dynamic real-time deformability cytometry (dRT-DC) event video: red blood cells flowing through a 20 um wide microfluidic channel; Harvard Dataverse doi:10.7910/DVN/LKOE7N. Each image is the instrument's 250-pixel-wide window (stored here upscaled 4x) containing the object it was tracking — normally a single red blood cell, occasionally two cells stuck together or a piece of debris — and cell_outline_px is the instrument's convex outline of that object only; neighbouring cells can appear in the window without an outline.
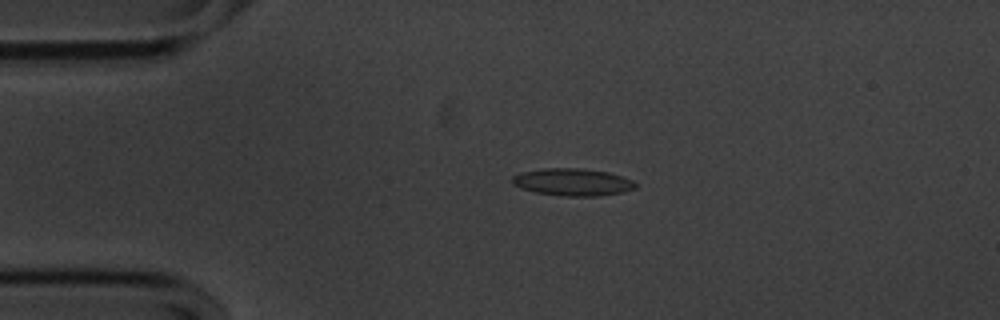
{"species": "common noctule bat (a hibernating species)", "species_latin": "Nyctalus noctula", "temperature_condition": "cold", "stored_images_in_passage": 56, "camera_frame_rate_fps": 3000, "um_per_image_px": 0.085, "animal": {"sex": "male", "body_mass_g": 20.1, "forearm_length_mm": 53.5}, "frame": {"image": 1, "passage_image": 12, "time_ms": 3.667, "image_size_px": [1000, 320], "cell_outline_px": [[636, 188], [620, 192], [596, 196], [564, 196], [536, 192], [520, 188], [512, 184], [512, 176], [520, 172], [544, 168], [580, 168], [608, 172], [632, 180], [636, 184]], "centroid_in_image_um": [48.62, 15.47], "position_along_channel_um": 36.4, "area_um2": 19.48}}
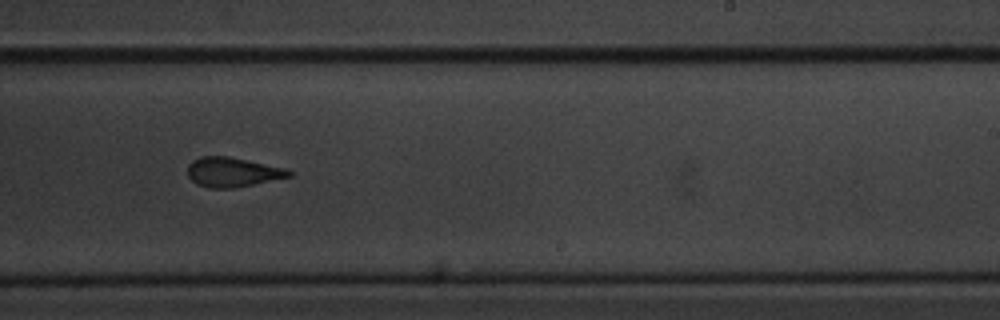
{"frame": {"image": 2, "passage_image": 34, "time_ms": 11.0, "image_size_px": [1000, 320], "cell_outline_px": [[292, 176], [232, 188], [208, 188], [196, 184], [188, 176], [188, 164], [192, 160], [200, 156], [228, 156], [284, 168], [292, 172]], "centroid_in_image_um": [19.71, 14.63], "position_along_channel_um": 269.3, "area_um2": 17.28}}
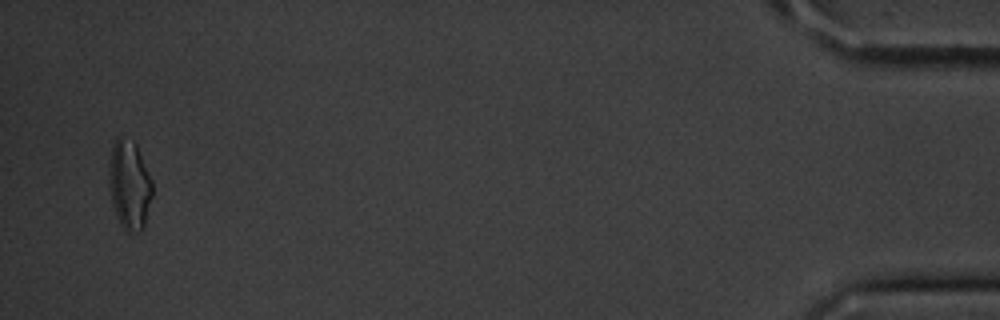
{"frame": {"image": 3, "passage_image": 54, "time_ms": 17.667, "image_size_px": [1000, 320], "cell_outline_px": [[152, 196], [144, 228], [140, 232], [128, 232], [120, 224], [116, 216], [112, 204], [108, 184], [108, 168], [112, 148], [116, 136], [120, 132], [132, 140], [136, 144], [152, 180]], "centroid_in_image_um": [10.98, 15.68], "position_along_channel_um": 424.2, "area_um2": 23.06}, "authors_computed_cell_mechanics": {"area_um2": 18.2648, "velocity_mm_per_s": 3.5866, "shape_relaxation_time_tau1_ms": 3.6119, "shape_relaxation_time_tau2_ms": 2.0965, "deformation_change_tau1": 0.1338, "deformation_change_tau2": 0.0901}}